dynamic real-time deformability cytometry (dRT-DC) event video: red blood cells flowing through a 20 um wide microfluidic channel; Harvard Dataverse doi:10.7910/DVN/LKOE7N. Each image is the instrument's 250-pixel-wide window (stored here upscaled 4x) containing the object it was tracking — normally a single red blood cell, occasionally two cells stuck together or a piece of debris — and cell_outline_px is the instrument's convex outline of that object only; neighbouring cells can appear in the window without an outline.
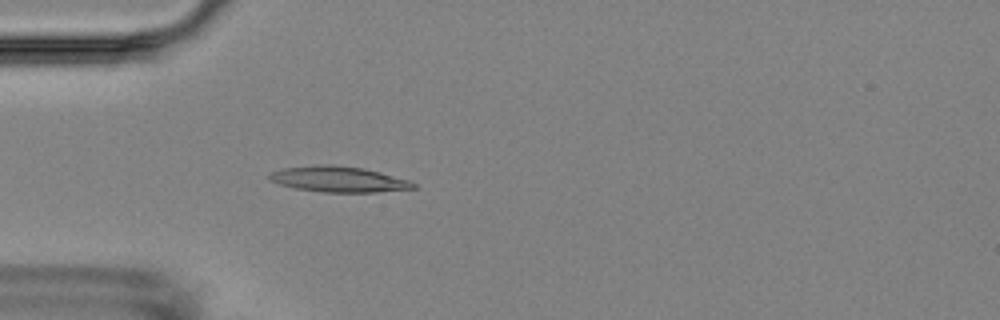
{"species": "Egyptian fruit bat (a non-hibernating species)", "species_latin": "Rousettus aegyptiacus", "temperature_condition": "room temperature", "stored_images_in_passage": 5, "camera_frame_rate_fps": 3000, "um_per_image_px": 0.085, "animal": {"sex": "female"}, "frame": {"image": 1, "passage_image": 5, "time_ms": 5.333, "image_size_px": [1000, 320], "cell_outline_px": [[416, 188], [376, 192], [324, 192], [296, 188], [280, 184], [272, 180], [268, 176], [272, 172], [284, 168], [316, 164], [332, 164], [364, 168], [380, 172], [408, 180], [416, 184]], "centroid_in_image_um": [28.8, 15.22], "position_along_channel_um": 56.2, "area_um2": 21.39}}